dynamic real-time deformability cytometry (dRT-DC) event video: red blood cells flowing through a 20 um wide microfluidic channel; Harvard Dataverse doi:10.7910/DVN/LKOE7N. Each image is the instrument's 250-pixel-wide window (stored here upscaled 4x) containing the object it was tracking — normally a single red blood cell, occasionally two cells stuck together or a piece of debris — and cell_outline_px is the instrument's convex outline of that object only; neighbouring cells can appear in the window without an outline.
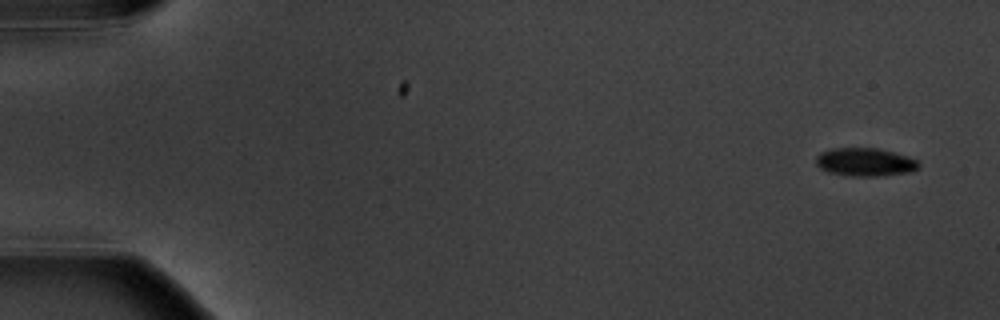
{"species": "common noctule bat (a hibernating species)", "species_latin": "Nyctalus noctula", "temperature_condition": "warm", "stored_images_in_passage": 6, "camera_frame_rate_fps": 3000, "um_per_image_px": 0.085, "animal": {"sex": "male", "body_mass_g": 20.1, "forearm_length_mm": 53.5}, "frame": {"image": 1, "passage_image": 1, "time_ms": 0.0, "image_size_px": [1000, 320], "cell_outline_px": [[920, 168], [912, 172], [876, 176], [852, 176], [828, 172], [820, 168], [816, 164], [816, 156], [820, 152], [832, 148], [876, 148], [892, 152], [916, 160], [920, 164]], "centroid_in_image_um": [73.51, 13.78], "position_along_channel_um": 11.5, "area_um2": 16.82}}
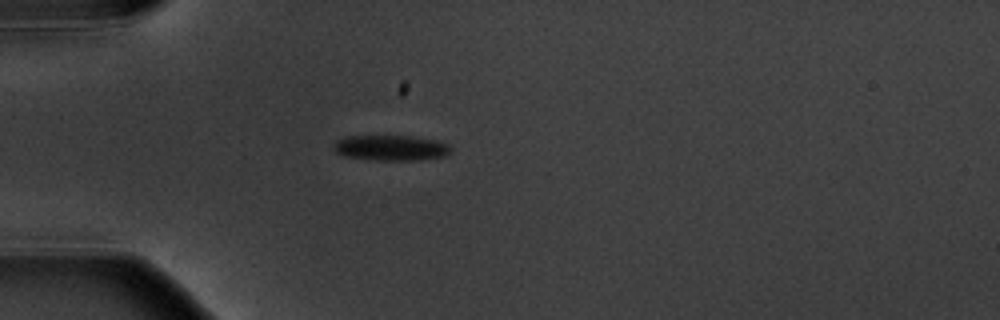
{"frame": {"image": 2, "passage_image": 5, "time_ms": 4.667, "image_size_px": [1000, 320], "cell_outline_px": [[452, 148], [444, 156], [420, 160], [380, 160], [344, 156], [336, 152], [332, 148], [332, 144], [336, 140], [344, 136], [412, 136], [436, 140], [448, 144]], "centroid_in_image_um": [33.19, 12.56], "position_along_channel_um": 51.8, "area_um2": 17.4}}